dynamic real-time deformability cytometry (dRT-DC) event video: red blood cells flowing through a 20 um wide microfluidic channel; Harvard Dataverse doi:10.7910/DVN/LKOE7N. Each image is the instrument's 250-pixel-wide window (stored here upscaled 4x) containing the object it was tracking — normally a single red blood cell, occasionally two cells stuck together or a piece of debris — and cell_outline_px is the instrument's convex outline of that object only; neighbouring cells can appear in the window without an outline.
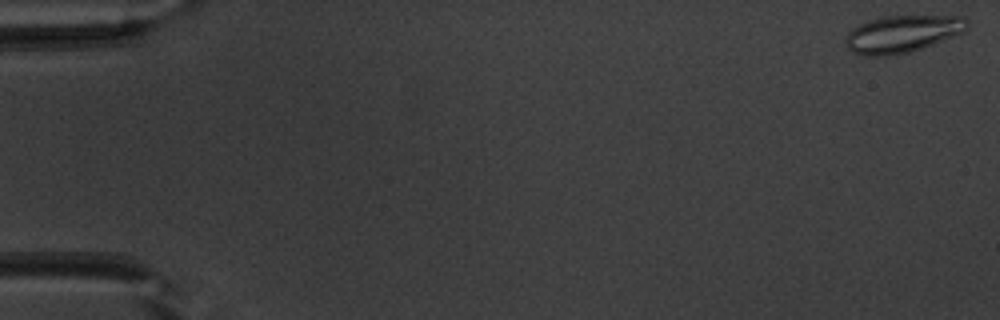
{"species": "common noctule bat (a hibernating species)", "species_latin": "Nyctalus noctula", "temperature_condition": "warm", "stored_images_in_passage": 14, "camera_frame_rate_fps": 3000, "um_per_image_px": 0.085, "animal": {"sex": "male", "body_mass_g": 20.1, "forearm_length_mm": 53.5}, "frame": {"image": 1, "passage_image": 1, "time_ms": 0.0, "image_size_px": [1000, 320], "cell_outline_px": [[968, 28], [964, 32], [932, 44], [908, 52], [884, 56], [868, 56], [852, 52], [848, 48], [844, 40], [844, 36], [856, 24], [868, 20], [888, 16], [960, 16], [968, 20]], "centroid_in_image_um": [76.65, 2.87], "position_along_channel_um": 8.3, "area_um2": 26.3}}